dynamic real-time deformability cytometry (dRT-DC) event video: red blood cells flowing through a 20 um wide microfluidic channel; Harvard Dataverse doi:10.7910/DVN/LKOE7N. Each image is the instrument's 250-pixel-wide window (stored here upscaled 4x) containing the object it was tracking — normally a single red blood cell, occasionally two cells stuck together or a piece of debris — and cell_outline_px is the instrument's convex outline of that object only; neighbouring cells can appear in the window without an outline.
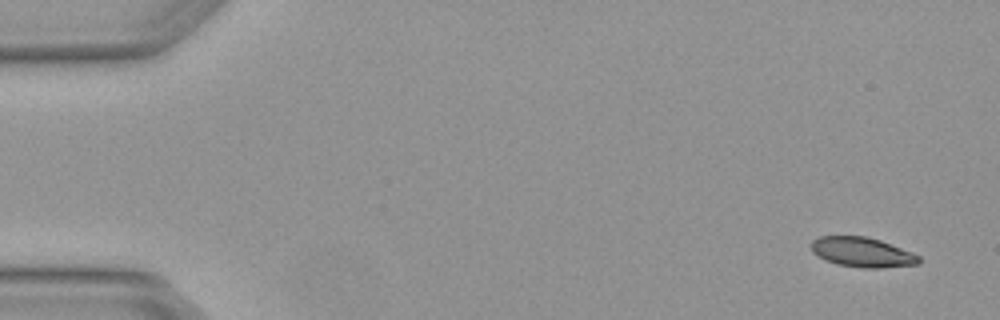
{"species": "Egyptian fruit bat (a non-hibernating species)", "species_latin": "Rousettus aegyptiacus", "temperature_condition": "warm", "stored_images_in_passage": 5, "segment_of_instrument_passage": [1, 2], "camera_frame_rate_fps": 3000, "um_per_image_px": 0.085, "animal": {"sex": "female"}, "frame": {"image": 1, "passage_image": 1, "time_ms": 0.0, "image_size_px": [1000, 320], "cell_outline_px": [[920, 264], [880, 268], [864, 268], [836, 264], [824, 260], [812, 252], [812, 240], [820, 236], [868, 236], [880, 240], [912, 252], [920, 256]], "centroid_in_image_um": [73.29, 21.44], "position_along_channel_um": 11.7, "area_um2": 18.79}}
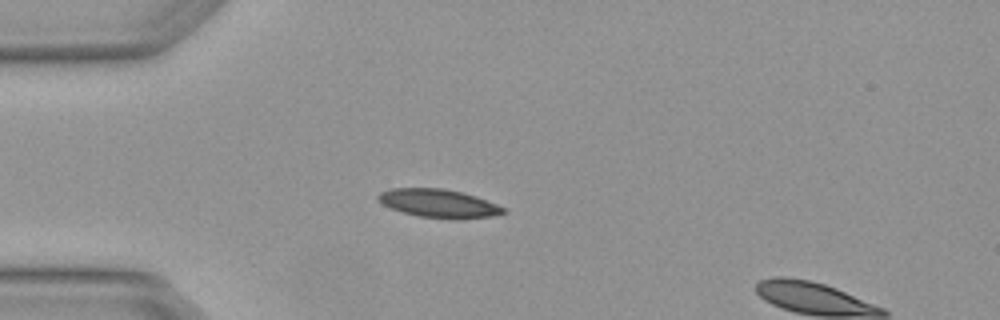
{"frame": {"image": 2, "passage_image": 4, "time_ms": 1.0, "image_size_px": [1000, 320], "cell_outline_px": [[504, 212], [492, 216], [456, 220], [420, 216], [404, 212], [392, 208], [376, 200], [376, 196], [380, 192], [388, 188], [444, 188], [476, 196], [496, 204], [504, 208]], "centroid_in_image_um": [37.25, 17.28], "position_along_channel_um": 47.7, "area_um2": 20.63}}